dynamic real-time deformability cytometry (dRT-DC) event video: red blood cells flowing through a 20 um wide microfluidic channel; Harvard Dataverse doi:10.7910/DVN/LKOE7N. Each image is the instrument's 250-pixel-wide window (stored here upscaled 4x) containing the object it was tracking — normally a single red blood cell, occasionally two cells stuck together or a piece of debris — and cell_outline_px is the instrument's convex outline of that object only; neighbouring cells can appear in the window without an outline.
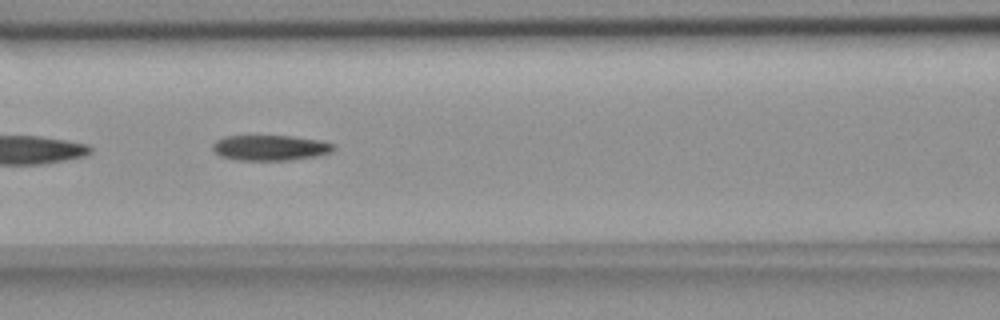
{"species": "common noctule bat (a hibernating species)", "species_latin": "Nyctalus noctula", "temperature_condition": "room temperature", "stored_images_in_passage": 14, "camera_frame_rate_fps": 3000, "um_per_image_px": 0.085, "animal": {"sex": "female", "body_mass_g": 18.4}, "frame": {"image": 1, "passage_image": 8, "time_ms": 2.333, "image_size_px": [1000, 320], "cell_outline_px": [[336, 148], [332, 152], [316, 156], [288, 160], [236, 160], [220, 156], [212, 148], [212, 144], [216, 140], [224, 136], [292, 136], [320, 140], [336, 144]], "centroid_in_image_um": [22.99, 12.56], "position_along_channel_um": 143.6, "area_um2": 18.03}}
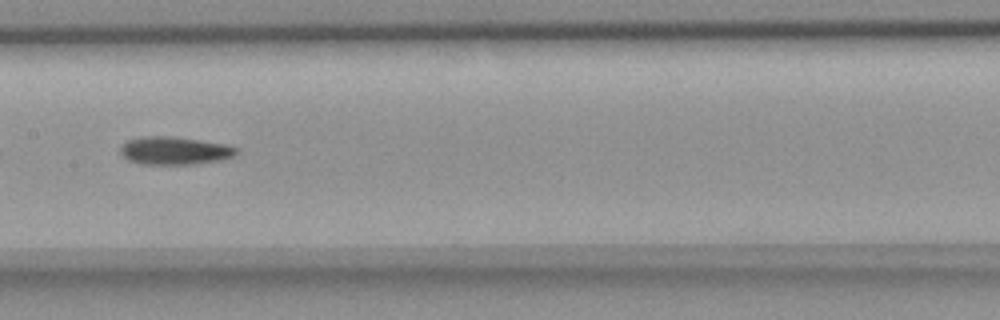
{"frame": {"image": 2, "passage_image": 12, "time_ms": 3.667, "image_size_px": [1000, 320], "cell_outline_px": [[240, 152], [224, 160], [192, 164], [140, 164], [128, 160], [120, 152], [120, 148], [128, 140], [148, 136], [168, 136], [228, 144], [240, 148]], "centroid_in_image_um": [14.91, 12.81], "position_along_channel_um": 192.5, "area_um2": 18.9}}